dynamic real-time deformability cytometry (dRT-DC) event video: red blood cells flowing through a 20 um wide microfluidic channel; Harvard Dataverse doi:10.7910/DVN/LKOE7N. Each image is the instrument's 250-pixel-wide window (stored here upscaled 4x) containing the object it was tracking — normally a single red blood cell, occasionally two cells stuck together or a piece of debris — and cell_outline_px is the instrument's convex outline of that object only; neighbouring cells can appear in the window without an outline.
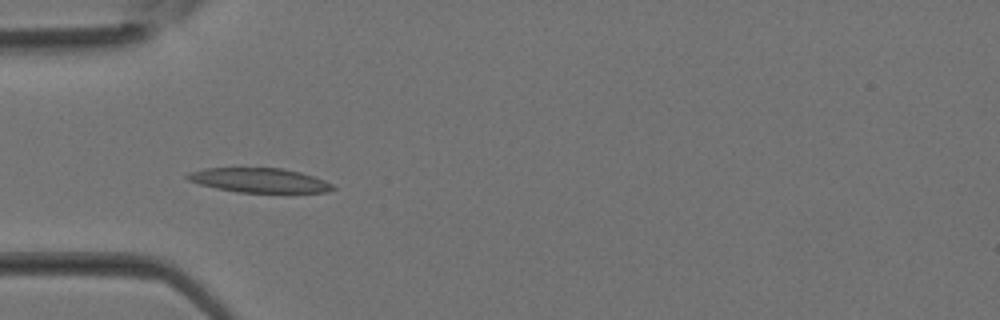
{"species": "Egyptian fruit bat (a non-hibernating species)", "species_latin": "Rousettus aegyptiacus", "temperature_condition": "room temperature", "stored_images_in_passage": 5, "camera_frame_rate_fps": 3000, "um_per_image_px": 0.085, "animal": {"sex": "female"}, "frame": {"image": 1, "passage_image": 1, "time_ms": 0.0, "image_size_px": [1000, 320], "cell_outline_px": [[336, 188], [328, 192], [240, 192], [216, 188], [200, 184], [188, 180], [184, 176], [188, 172], [204, 168], [284, 168], [300, 172], [324, 180], [332, 184]], "centroid_in_image_um": [22.02, 15.31], "position_along_channel_um": 63.0, "area_um2": 20.58}}
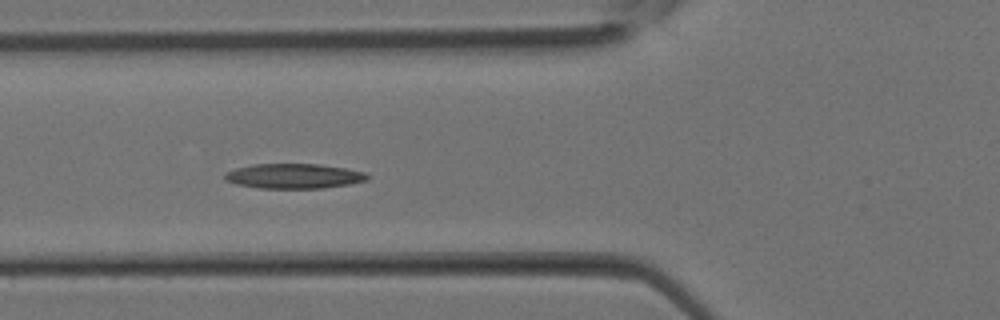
{"frame": {"image": 2, "passage_image": 3, "time_ms": 0.667, "image_size_px": [1000, 320], "cell_outline_px": [[368, 180], [348, 184], [320, 188], [260, 188], [236, 184], [224, 180], [224, 172], [236, 168], [252, 164], [320, 164], [344, 168], [364, 172], [368, 176]], "centroid_in_image_um": [24.92, 14.96], "position_along_channel_um": 100.9, "area_um2": 20.58}}
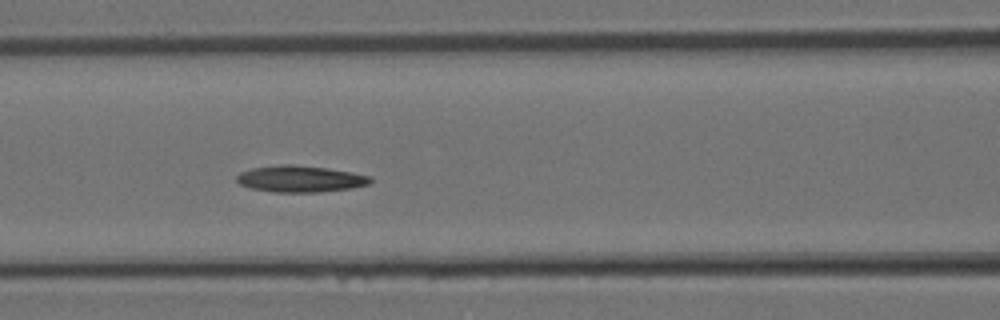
{"frame": {"image": 3, "passage_image": 5, "time_ms": 1.333, "image_size_px": [1000, 320], "cell_outline_px": [[372, 180], [368, 184], [352, 188], [320, 192], [272, 192], [252, 188], [240, 184], [236, 180], [236, 176], [240, 172], [252, 168], [280, 164], [296, 164], [328, 168], [352, 172], [372, 176]], "centroid_in_image_um": [25.53, 15.19], "position_along_channel_um": 141.1, "area_um2": 20.81}}